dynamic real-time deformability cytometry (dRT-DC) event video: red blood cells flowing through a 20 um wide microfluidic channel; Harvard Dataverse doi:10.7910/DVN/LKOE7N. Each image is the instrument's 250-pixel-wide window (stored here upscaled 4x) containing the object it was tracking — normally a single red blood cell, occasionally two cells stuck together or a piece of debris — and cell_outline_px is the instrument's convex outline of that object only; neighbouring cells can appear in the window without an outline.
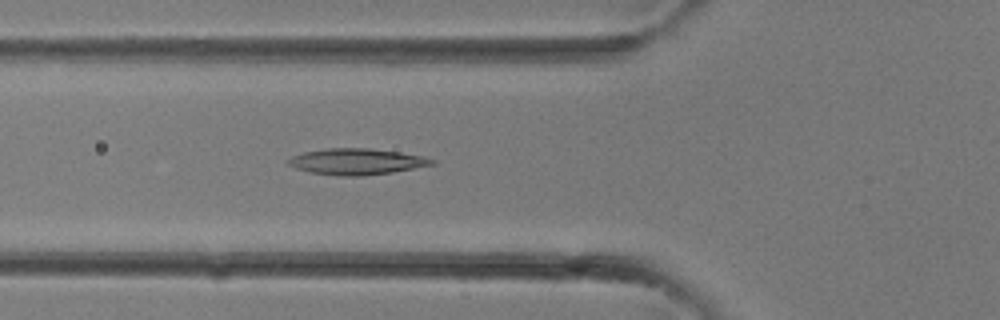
{"species": "common noctule bat (a hibernating species)", "species_latin": "Nyctalus noctula", "temperature_condition": "room temperature", "stored_images_in_passage": 25, "camera_frame_rate_fps": 3000, "um_per_image_px": 0.085, "animal": {"sex": "female"}, "frame": {"image": 1, "passage_image": 4, "time_ms": 1.0, "image_size_px": [1000, 320], "cell_outline_px": [[436, 164], [392, 172], [360, 176], [336, 176], [312, 172], [296, 168], [288, 164], [284, 160], [292, 156], [304, 152], [328, 148], [368, 148], [400, 152], [424, 156], [436, 160]], "centroid_in_image_um": [30.32, 13.73], "position_along_channel_um": 95.5, "area_um2": 21.91}}
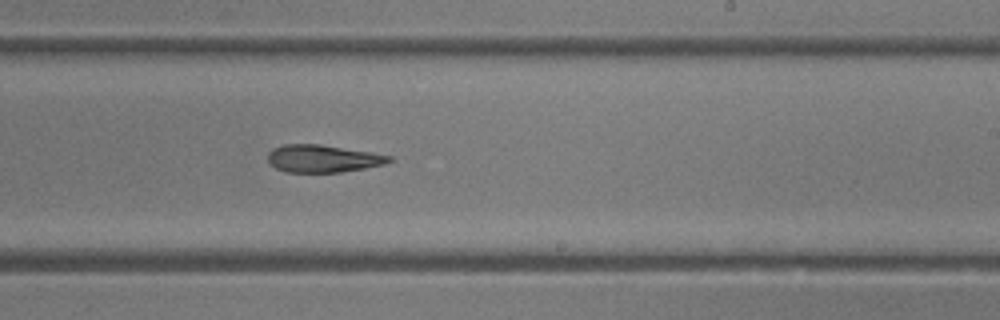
{"frame": {"image": 2, "passage_image": 12, "time_ms": 3.667, "image_size_px": [1000, 320], "cell_outline_px": [[396, 160], [384, 164], [364, 168], [340, 172], [284, 172], [276, 168], [268, 160], [268, 152], [272, 148], [284, 144], [320, 144], [372, 152], [392, 156]], "centroid_in_image_um": [27.46, 13.47], "position_along_channel_um": 261.5, "area_um2": 19.54}}
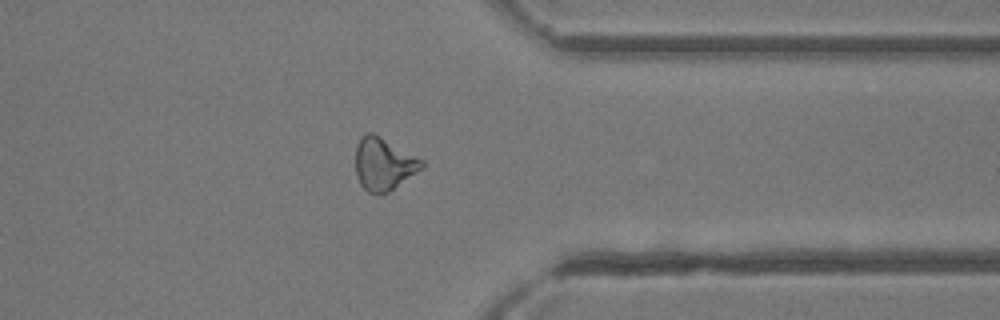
{"frame": {"image": 3, "passage_image": 18, "time_ms": 5.667, "image_size_px": [1000, 320], "cell_outline_px": [[424, 164], [416, 172], [388, 192], [380, 196], [376, 196], [368, 192], [360, 184], [356, 176], [356, 144], [360, 136], [364, 132], [372, 132], [380, 136], [424, 160]], "centroid_in_image_um": [32.56, 13.94], "position_along_channel_um": 378.8, "area_um2": 20.35}}